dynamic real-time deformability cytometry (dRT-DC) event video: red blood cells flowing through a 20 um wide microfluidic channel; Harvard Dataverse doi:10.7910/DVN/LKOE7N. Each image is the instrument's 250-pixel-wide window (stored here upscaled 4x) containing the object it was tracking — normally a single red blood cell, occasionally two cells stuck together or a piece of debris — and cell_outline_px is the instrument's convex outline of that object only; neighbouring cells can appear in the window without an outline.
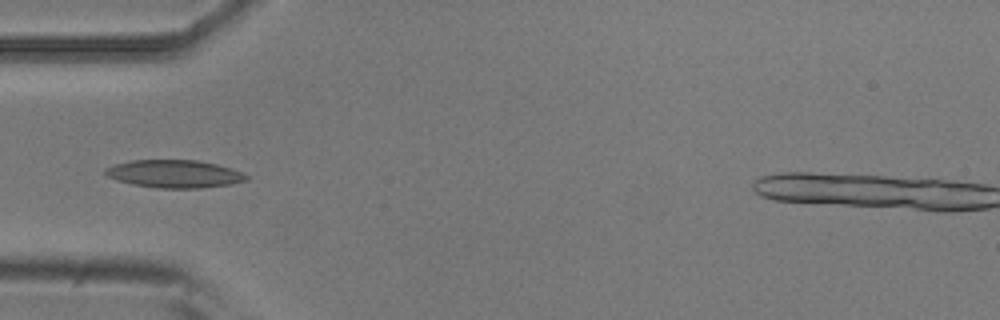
{"species": "common noctule bat (a hibernating species)", "species_latin": "Nyctalus noctula", "temperature_condition": "room temperature", "stored_images_in_passage": 3, "camera_frame_rate_fps": 3000, "um_per_image_px": 0.085, "animal": {"sex": "male", "body_mass_g": 20.5, "forearm_length_mm": 52.5}, "frame": {"image": 1, "passage_image": 3, "time_ms": 0.667, "image_size_px": [1000, 320], "cell_outline_px": [[248, 180], [228, 184], [200, 188], [156, 188], [132, 184], [116, 180], [108, 176], [104, 172], [104, 168], [116, 164], [132, 160], [196, 160], [216, 164], [240, 172], [248, 176]], "centroid_in_image_um": [14.77, 14.78], "position_along_channel_um": 70.2, "area_um2": 22.6}}